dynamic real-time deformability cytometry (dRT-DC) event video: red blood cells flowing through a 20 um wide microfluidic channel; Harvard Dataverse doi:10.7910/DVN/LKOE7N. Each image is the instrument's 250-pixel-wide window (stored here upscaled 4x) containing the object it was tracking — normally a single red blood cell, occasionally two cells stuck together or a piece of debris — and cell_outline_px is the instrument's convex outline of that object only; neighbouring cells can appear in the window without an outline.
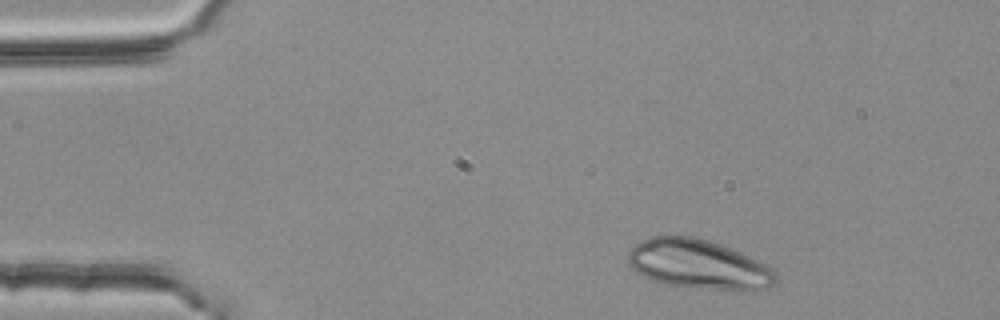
{"species": "common noctule bat (a hibernating species)", "species_latin": "Nyctalus noctula", "temperature_condition": "room temperature", "stored_images_in_passage": 2, "camera_frame_rate_fps": 3000, "um_per_image_px": 0.085, "animal": {"sex": "female", "body_mass_g": 25.1}, "frame": {"image": 1, "passage_image": 1, "time_ms": 0.0, "image_size_px": [1000, 320], "cell_outline_px": [[780, 280], [776, 284], [760, 292], [744, 292], [664, 284], [652, 280], [636, 272], [628, 264], [628, 252], [636, 244], [652, 236], [664, 232], [676, 232], [712, 240], [732, 248], [772, 268], [776, 272]], "centroid_in_image_um": [59.42, 22.45], "position_along_channel_um": 25.6, "area_um2": 44.04}}